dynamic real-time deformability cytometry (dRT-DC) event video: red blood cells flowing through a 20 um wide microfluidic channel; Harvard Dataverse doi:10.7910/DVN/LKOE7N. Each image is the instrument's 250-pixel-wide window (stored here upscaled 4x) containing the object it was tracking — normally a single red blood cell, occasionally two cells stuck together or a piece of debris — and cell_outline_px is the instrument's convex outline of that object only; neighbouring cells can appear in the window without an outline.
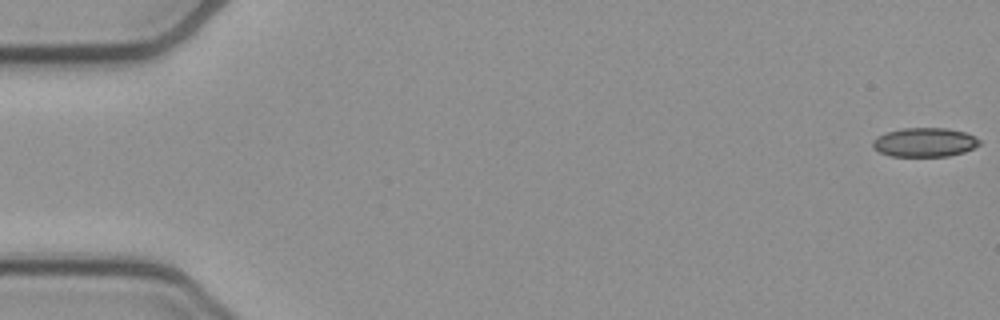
{"species": "common noctule bat (a hibernating species)", "species_latin": "Nyctalus noctula", "temperature_condition": "cold", "stored_images_in_passage": 54, "camera_frame_rate_fps": 3000, "um_per_image_px": 0.085, "animal": {"sex": "female", "body_mass_g": 21.9}, "frame": {"image": 1, "passage_image": 1, "time_ms": 0.0, "image_size_px": [1000, 320], "cell_outline_px": [[980, 144], [964, 152], [948, 156], [892, 156], [880, 152], [872, 148], [872, 140], [876, 136], [884, 132], [904, 128], [948, 128], [964, 132], [980, 140]], "centroid_in_image_um": [78.54, 12.09], "position_along_channel_um": 6.5, "area_um2": 18.09}}
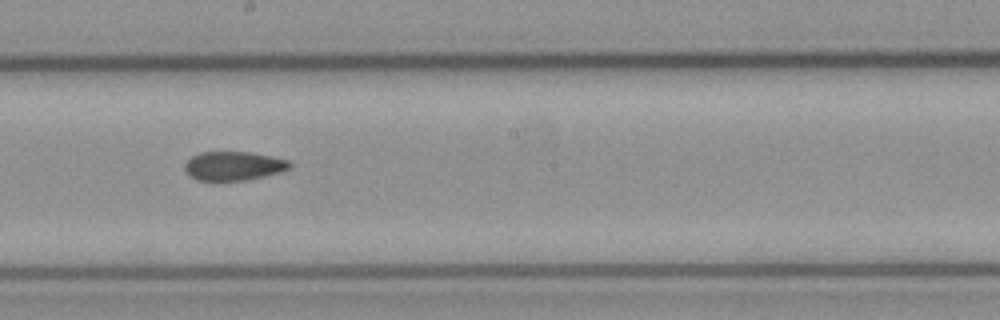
{"frame": {"image": 2, "passage_image": 30, "time_ms": 9.667, "image_size_px": [1000, 320], "cell_outline_px": [[292, 164], [288, 168], [280, 172], [264, 176], [244, 180], [196, 180], [188, 176], [184, 168], [184, 164], [192, 156], [200, 152], [252, 152], [272, 156], [288, 160]], "centroid_in_image_um": [19.82, 14.09], "position_along_channel_um": 228.4, "area_um2": 17.69}}
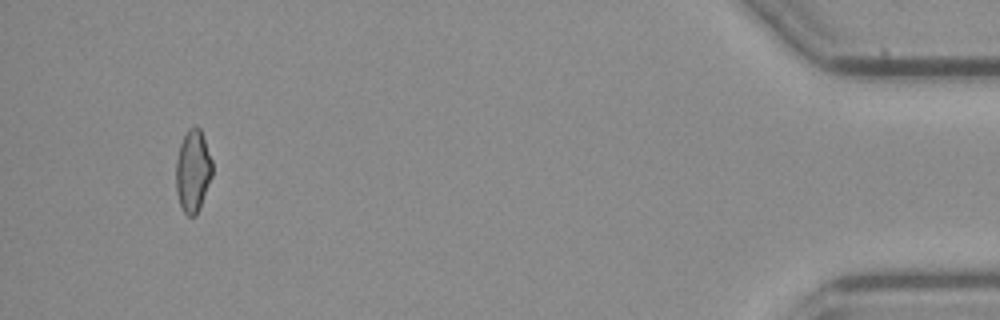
{"frame": {"image": 3, "passage_image": 51, "time_ms": 16.667, "image_size_px": [1000, 320], "cell_outline_px": [[212, 176], [200, 208], [196, 216], [188, 216], [184, 212], [180, 204], [176, 192], [176, 160], [180, 144], [188, 128], [196, 124], [200, 128], [212, 160]], "centroid_in_image_um": [16.4, 14.53], "position_along_channel_um": 418.8, "area_um2": 17.51}, "authors_computed_cell_mechanics": {"area_um2": 18.5538, "velocity_mm_per_s": 3.8308, "shape_relaxation_time_tau1_ms": null, "shape_relaxation_time_tau2_ms": 4.5147, "deformation_change_tau1": null, "deformation_change_tau2": 0.1143}}